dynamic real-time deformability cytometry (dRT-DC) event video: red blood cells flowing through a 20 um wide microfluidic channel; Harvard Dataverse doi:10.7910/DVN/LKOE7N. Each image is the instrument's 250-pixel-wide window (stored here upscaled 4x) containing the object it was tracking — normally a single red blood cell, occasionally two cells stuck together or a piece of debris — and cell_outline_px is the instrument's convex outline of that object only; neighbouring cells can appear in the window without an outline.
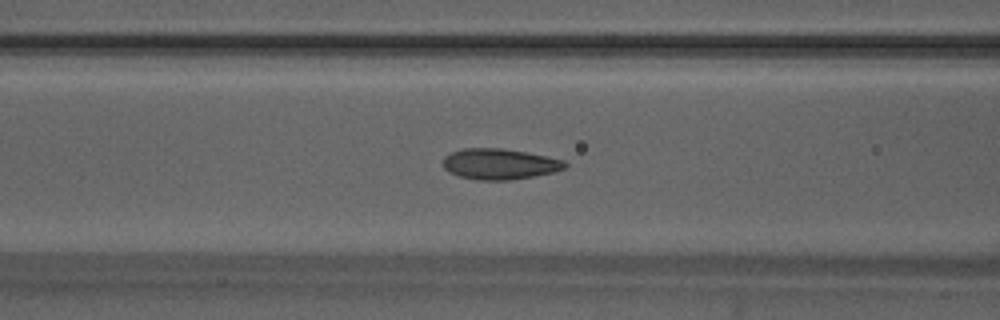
{"species": "Egyptian fruit bat (a non-hibernating species)", "species_latin": "Rousettus aegyptiacus", "temperature_condition": "warm", "stored_images_in_passage": 54, "camera_frame_rate_fps": 3000, "um_per_image_px": 0.085, "animal": {"sex": "male"}, "frame": {"image": 1, "passage_image": 22, "time_ms": 7.0, "image_size_px": [1000, 320], "cell_outline_px": [[568, 164], [564, 168], [556, 172], [508, 180], [480, 180], [460, 176], [448, 172], [444, 168], [444, 156], [452, 152], [464, 148], [500, 148], [524, 152], [564, 160]], "centroid_in_image_um": [42.46, 13.94], "position_along_channel_um": 124.1, "area_um2": 21.62}}
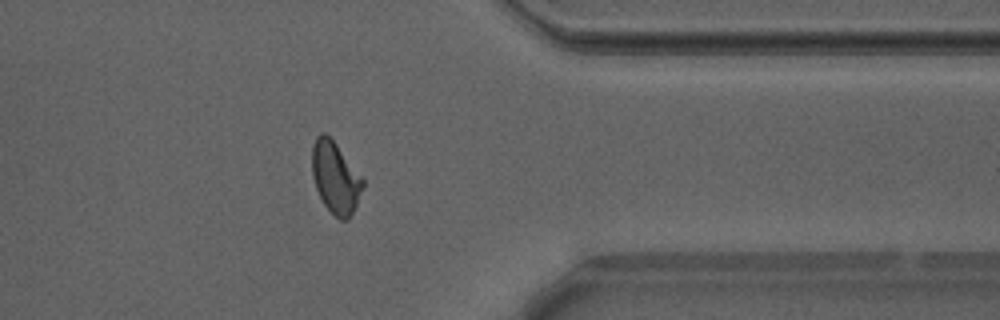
{"frame": {"image": 2, "passage_image": 43, "time_ms": 14.0, "image_size_px": [1000, 320], "cell_outline_px": [[364, 184], [356, 204], [348, 220], [340, 220], [324, 204], [316, 188], [312, 176], [312, 144], [316, 136], [320, 132], [324, 132], [336, 144], [364, 180]], "centroid_in_image_um": [28.48, 15.07], "position_along_channel_um": 382.9, "area_um2": 20.81}}
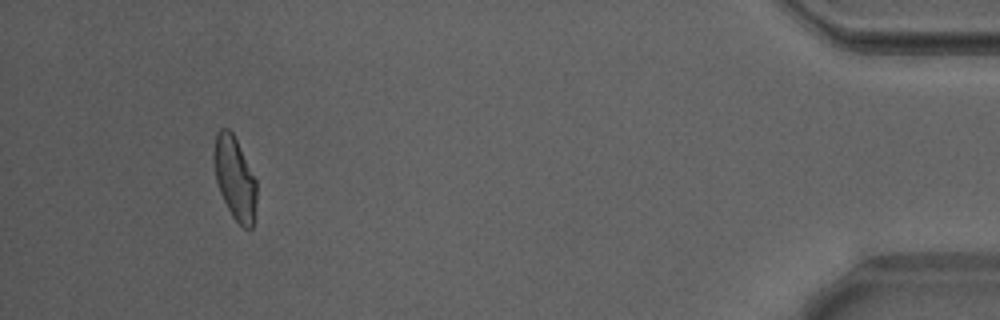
{"frame": {"image": 3, "passage_image": 50, "time_ms": 16.333, "image_size_px": [1000, 320], "cell_outline_px": [[256, 200], [252, 228], [244, 228], [232, 216], [220, 192], [216, 180], [212, 156], [212, 152], [216, 132], [220, 128], [228, 128], [232, 132], [256, 180]], "centroid_in_image_um": [19.92, 15.11], "position_along_channel_um": 415.3, "area_um2": 20.46}, "authors_computed_cell_mechanics": {"area_um2": 21.3571, "velocity_mm_per_s": 3.8695, "shape_relaxation_time_tau1_ms": 4.0671, "shape_relaxation_time_tau2_ms": 1.0151, "deformation_change_tau1": 0.145, "deformation_change_tau2": 0.0573}}